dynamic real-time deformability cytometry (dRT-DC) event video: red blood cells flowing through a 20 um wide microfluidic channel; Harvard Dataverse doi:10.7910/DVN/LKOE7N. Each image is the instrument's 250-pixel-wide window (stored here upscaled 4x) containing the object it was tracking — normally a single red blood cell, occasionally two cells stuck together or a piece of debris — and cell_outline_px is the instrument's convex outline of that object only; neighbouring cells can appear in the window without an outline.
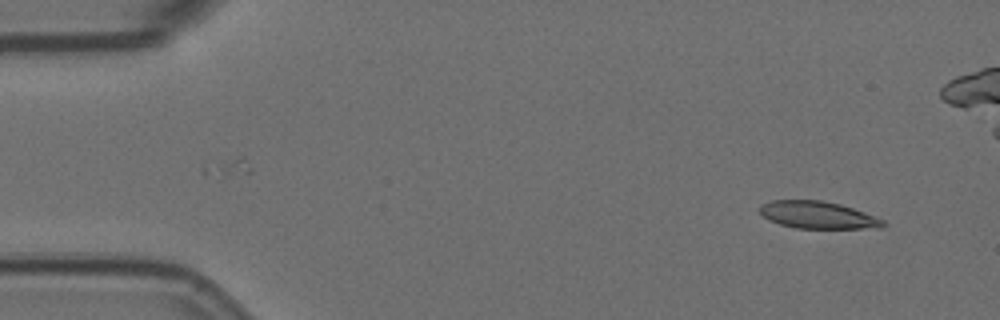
{"species": "Egyptian fruit bat (a non-hibernating species)", "species_latin": "Rousettus aegyptiacus", "temperature_condition": "room temperature", "stored_images_in_passage": 7, "segment_of_instrument_passage": [1, 2], "camera_frame_rate_fps": 3000, "um_per_image_px": 0.085, "animal": {"sex": "female"}, "frame": {"image": 1, "passage_image": 1, "time_ms": 0.0, "image_size_px": [1000, 320], "cell_outline_px": [[888, 224], [880, 228], [796, 228], [780, 224], [768, 220], [760, 212], [760, 204], [772, 200], [820, 200], [840, 204], [852, 208], [884, 220]], "centroid_in_image_um": [69.5, 18.27], "position_along_channel_um": 15.5, "area_um2": 19.48}}
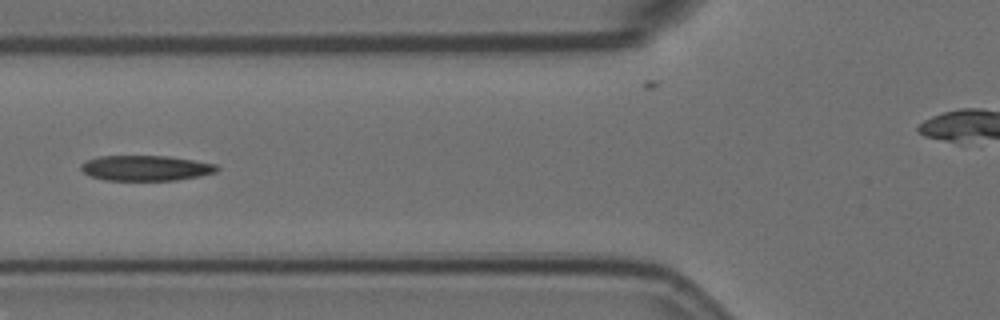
{"frame": {"image": 2, "passage_image": 6, "time_ms": 1.667, "image_size_px": [1000, 320], "cell_outline_px": [[220, 168], [216, 172], [200, 176], [176, 180], [104, 180], [92, 176], [84, 172], [80, 168], [80, 164], [88, 160], [100, 156], [168, 156], [216, 164]], "centroid_in_image_um": [12.41, 14.28], "position_along_channel_um": 113.4, "area_um2": 19.94}}